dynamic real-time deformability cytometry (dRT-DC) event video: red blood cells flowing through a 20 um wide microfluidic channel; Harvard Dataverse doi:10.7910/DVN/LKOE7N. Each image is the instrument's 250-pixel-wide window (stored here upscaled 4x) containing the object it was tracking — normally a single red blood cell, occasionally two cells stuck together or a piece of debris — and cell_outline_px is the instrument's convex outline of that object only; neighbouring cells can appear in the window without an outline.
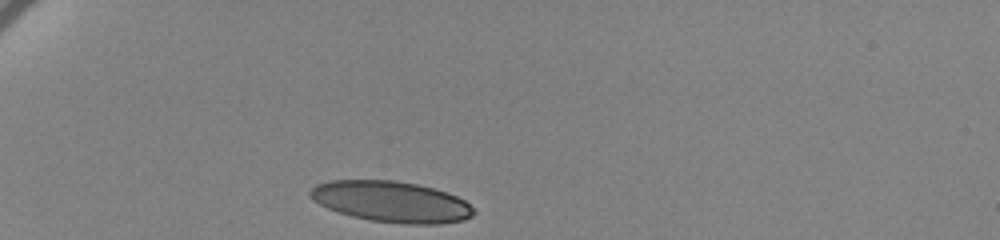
{"species": "human", "species_latin": "Homo sapiens", "temperature_condition": "cold", "stored_images_in_passage": 35, "camera_frame_rate_fps": 3000, "um_per_image_px": 0.085, "donor": {"sex": "female"}, "frame": {"image": 1, "passage_image": 1, "time_ms": 0.0, "image_size_px": [1000, 240], "cell_outline_px": [[476, 212], [472, 216], [464, 220], [440, 224], [408, 224], [372, 220], [352, 216], [328, 208], [312, 200], [308, 196], [308, 192], [316, 184], [332, 180], [396, 180], [416, 184], [432, 188], [456, 196], [464, 200]], "centroid_in_image_um": [33.25, 17.14], "position_along_channel_um": 51.8, "area_um2": 38.84}}
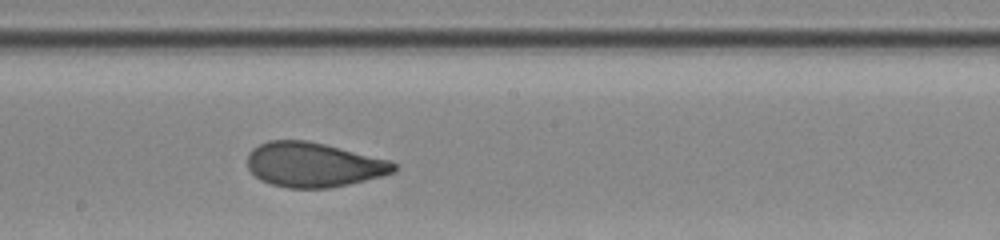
{"frame": {"image": 2, "passage_image": 19, "time_ms": 6.0, "image_size_px": [1000, 240], "cell_outline_px": [[396, 168], [392, 172], [380, 176], [348, 184], [328, 188], [288, 188], [272, 184], [260, 180], [248, 168], [248, 152], [252, 148], [268, 140], [308, 140], [388, 160], [396, 164]], "centroid_in_image_um": [26.59, 14.0], "position_along_channel_um": 221.6, "area_um2": 37.69}}
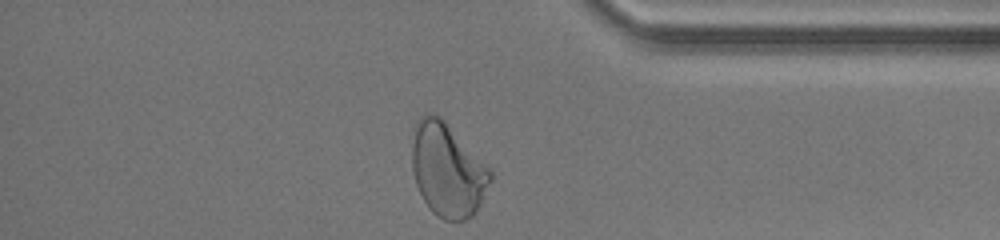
{"frame": {"image": 3, "passage_image": 35, "time_ms": 11.333, "image_size_px": [1000, 240], "cell_outline_px": [[496, 176], [480, 204], [472, 216], [464, 220], [444, 220], [436, 216], [428, 208], [416, 184], [412, 172], [412, 128], [416, 120], [420, 116], [428, 112], [440, 116], [444, 120]], "centroid_in_image_um": [38.02, 14.44], "position_along_channel_um": 397.2, "area_um2": 43.0}, "authors_computed_cell_mechanics": {"area_um2": 38.8416, "velocity_mm_per_s": 3.4325, "shape_relaxation_time_tau1_ms": 5.4196, "shape_relaxation_time_tau2_ms": 0.9841, "deformation_change_tau1": 0.1606, "deformation_change_tau2": 0.0638}}